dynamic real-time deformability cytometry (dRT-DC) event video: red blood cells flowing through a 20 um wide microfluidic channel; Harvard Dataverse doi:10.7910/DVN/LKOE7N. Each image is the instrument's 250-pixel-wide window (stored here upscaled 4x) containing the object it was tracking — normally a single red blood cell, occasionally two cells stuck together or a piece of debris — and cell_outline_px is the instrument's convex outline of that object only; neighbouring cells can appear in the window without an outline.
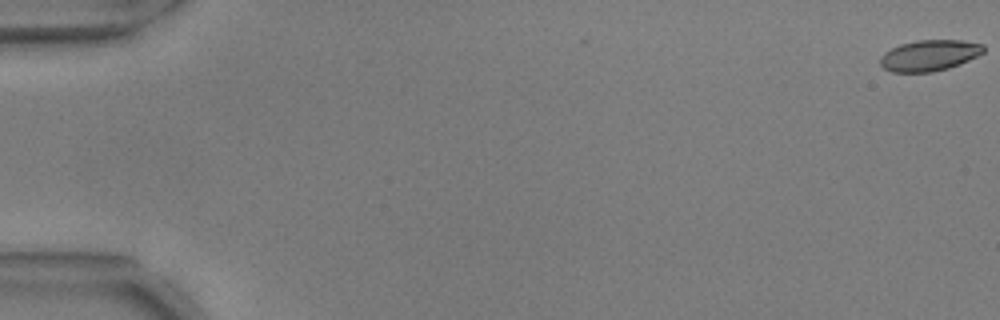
{"species": "common noctule bat (a hibernating species)", "species_latin": "Nyctalus noctula", "temperature_condition": "warm", "stored_images_in_passage": 5, "camera_frame_rate_fps": 3000, "um_per_image_px": 0.085, "animal": {"sex": "male", "body_mass_g": 17.9, "forearm_length_mm": 54.2}, "frame": {"image": 1, "passage_image": 1, "time_ms": 0.0, "image_size_px": [1000, 320], "cell_outline_px": [[984, 52], [960, 64], [948, 68], [932, 72], [892, 72], [884, 68], [880, 64], [880, 56], [884, 52], [900, 44], [916, 40], [960, 40], [984, 44]], "centroid_in_image_um": [78.98, 4.71], "position_along_channel_um": 6.0, "area_um2": 18.67}}